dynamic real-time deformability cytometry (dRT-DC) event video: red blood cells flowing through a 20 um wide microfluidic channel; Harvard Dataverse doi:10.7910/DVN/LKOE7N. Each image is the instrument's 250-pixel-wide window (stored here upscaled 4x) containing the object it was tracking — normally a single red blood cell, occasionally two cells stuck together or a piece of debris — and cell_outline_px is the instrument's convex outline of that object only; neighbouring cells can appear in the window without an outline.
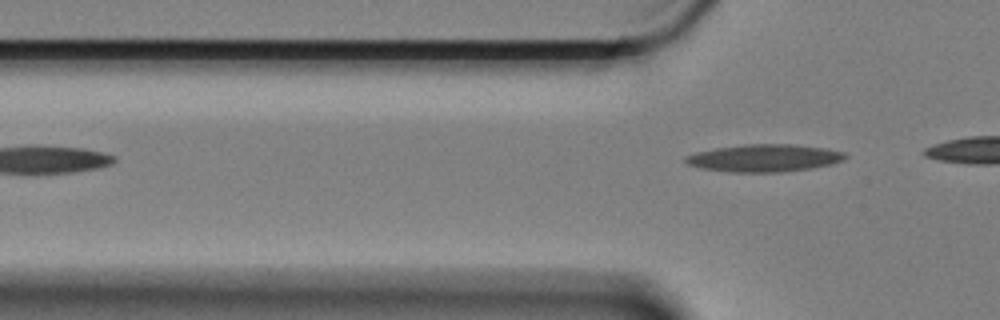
{"species": "Egyptian fruit bat (a non-hibernating species)", "species_latin": "Rousettus aegyptiacus", "temperature_condition": "cold", "stored_images_in_passage": 3, "camera_frame_rate_fps": 3000, "um_per_image_px": 0.085, "animal": {"sex": "female"}, "frame": {"image": 1, "passage_image": 3, "time_ms": 0.667, "image_size_px": [1000, 320], "cell_outline_px": [[848, 156], [844, 160], [832, 164], [808, 168], [780, 172], [732, 172], [704, 168], [688, 164], [684, 160], [684, 156], [696, 152], [716, 148], [744, 144], [788, 144], [824, 148], [844, 152]], "centroid_in_image_um": [64.96, 13.43], "position_along_channel_um": 60.8, "area_um2": 25.26}}